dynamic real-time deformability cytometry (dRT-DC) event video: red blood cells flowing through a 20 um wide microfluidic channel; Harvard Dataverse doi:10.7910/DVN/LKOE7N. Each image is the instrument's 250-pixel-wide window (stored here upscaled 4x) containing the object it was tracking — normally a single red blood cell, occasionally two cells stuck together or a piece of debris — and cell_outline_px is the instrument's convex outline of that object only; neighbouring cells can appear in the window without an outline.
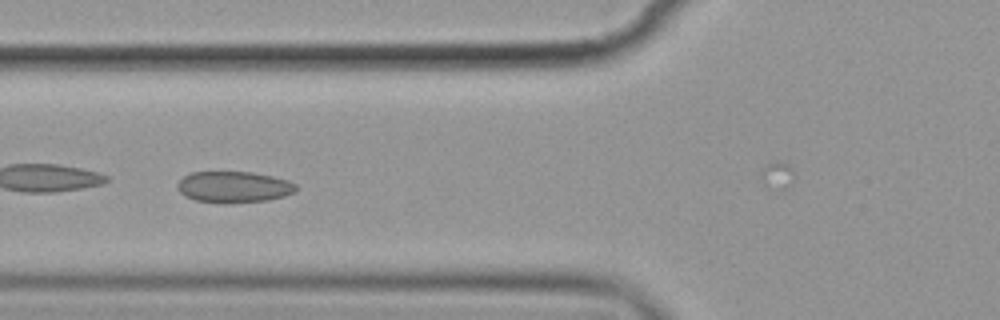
{"species": "common noctule bat (a hibernating species)", "species_latin": "Nyctalus noctula", "temperature_condition": "cold", "stored_images_in_passage": 2, "camera_frame_rate_fps": 3000, "um_per_image_px": 0.085, "animal": {"sex": "female", "body_mass_g": 19.9}, "frame": {"image": 1, "passage_image": 2, "time_ms": 1.333, "image_size_px": [1000, 320], "cell_outline_px": [[296, 192], [284, 196], [268, 200], [196, 200], [184, 196], [180, 192], [176, 184], [184, 176], [192, 172], [252, 172], [272, 176], [288, 180], [296, 184]], "centroid_in_image_um": [19.89, 15.84], "position_along_channel_um": 105.9, "area_um2": 20.69}}